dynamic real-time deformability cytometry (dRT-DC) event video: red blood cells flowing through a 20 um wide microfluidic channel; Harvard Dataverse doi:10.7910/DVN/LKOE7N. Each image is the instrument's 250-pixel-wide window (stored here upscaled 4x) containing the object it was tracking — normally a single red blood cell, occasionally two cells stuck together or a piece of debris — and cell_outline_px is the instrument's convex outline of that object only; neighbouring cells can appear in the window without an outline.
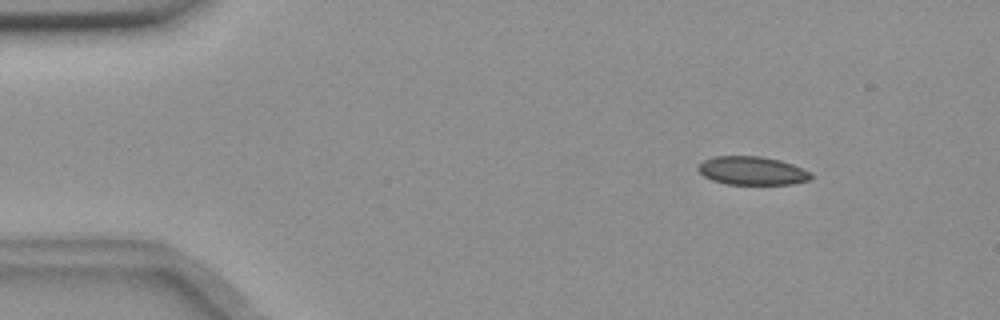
{"species": "common noctule bat (a hibernating species)", "species_latin": "Nyctalus noctula", "temperature_condition": "room temperature", "stored_images_in_passage": 50, "camera_frame_rate_fps": 3000, "um_per_image_px": 0.085, "animal": {"sex": "female", "body_mass_g": 18.4}, "frame": {"image": 1, "passage_image": 2, "time_ms": 0.333, "image_size_px": [1000, 320], "cell_outline_px": [[812, 180], [792, 184], [724, 184], [712, 180], [704, 176], [696, 168], [704, 160], [716, 156], [760, 156], [780, 160], [792, 164], [812, 172]], "centroid_in_image_um": [63.96, 14.52], "position_along_channel_um": 21.0, "area_um2": 18.79}}
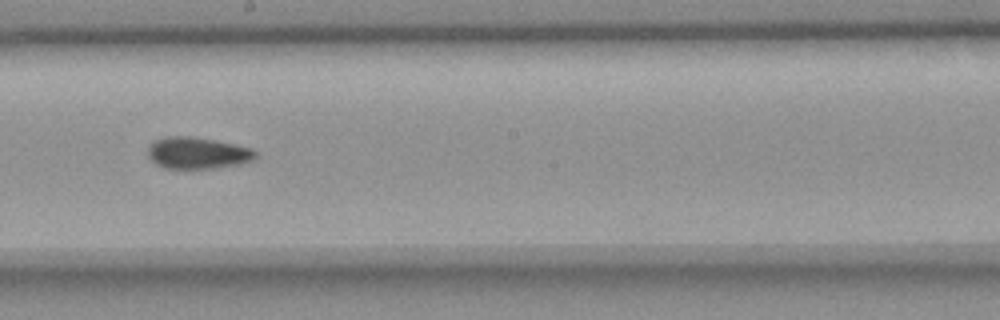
{"frame": {"image": 2, "passage_image": 26, "time_ms": 8.333, "image_size_px": [1000, 320], "cell_outline_px": [[256, 160], [240, 164], [216, 168], [164, 168], [156, 164], [148, 156], [148, 144], [152, 140], [164, 136], [192, 136], [252, 148], [256, 152]], "centroid_in_image_um": [16.76, 13.0], "position_along_channel_um": 231.4, "area_um2": 20.0}}
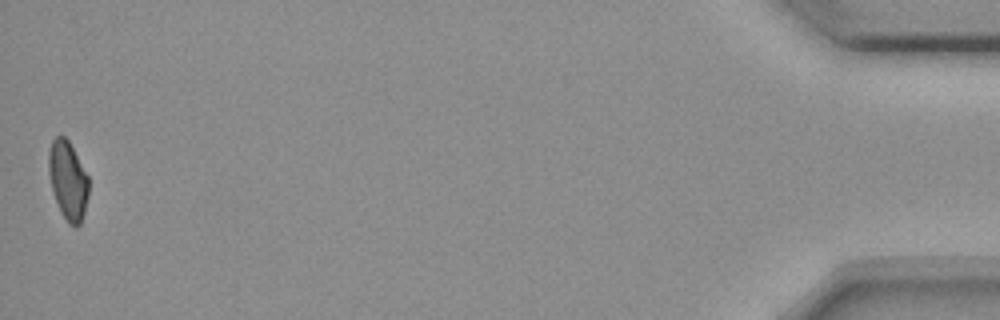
{"frame": {"image": 3, "passage_image": 50, "time_ms": 16.333, "image_size_px": [1000, 320], "cell_outline_px": [[88, 196], [84, 212], [80, 224], [76, 228], [68, 224], [60, 212], [52, 188], [48, 172], [48, 152], [52, 140], [56, 136], [64, 136], [68, 140], [88, 176]], "centroid_in_image_um": [5.76, 15.35], "position_along_channel_um": 429.4, "area_um2": 18.26}, "authors_computed_cell_mechanics": {"area_um2": 19.5364, "velocity_mm_per_s": 3.6656, "shape_relaxation_time_tau1_ms": null, "shape_relaxation_time_tau2_ms": 4.6631, "deformation_change_tau1": null, "deformation_change_tau2": 0.0991}}